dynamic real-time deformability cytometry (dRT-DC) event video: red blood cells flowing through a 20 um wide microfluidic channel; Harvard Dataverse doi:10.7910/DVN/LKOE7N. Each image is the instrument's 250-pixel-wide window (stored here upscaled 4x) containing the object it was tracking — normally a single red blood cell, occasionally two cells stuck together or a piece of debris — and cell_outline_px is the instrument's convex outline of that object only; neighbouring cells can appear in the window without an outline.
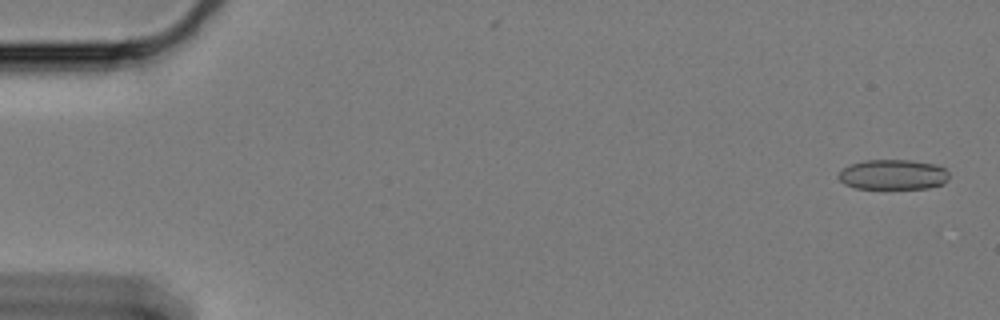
{"species": "Egyptian fruit bat (a non-hibernating species)", "species_latin": "Rousettus aegyptiacus", "temperature_condition": "cold", "stored_images_in_passage": 61, "camera_frame_rate_fps": 3000, "um_per_image_px": 0.085, "animal": {"sex": "female"}, "frame": {"image": 1, "passage_image": 2, "time_ms": 0.333, "image_size_px": [1000, 320], "cell_outline_px": [[948, 180], [944, 184], [928, 188], [856, 188], [844, 184], [836, 176], [844, 168], [852, 164], [864, 160], [912, 160], [936, 164], [944, 168], [948, 172]], "centroid_in_image_um": [75.93, 14.84], "position_along_channel_um": 9.1, "area_um2": 19.42}}
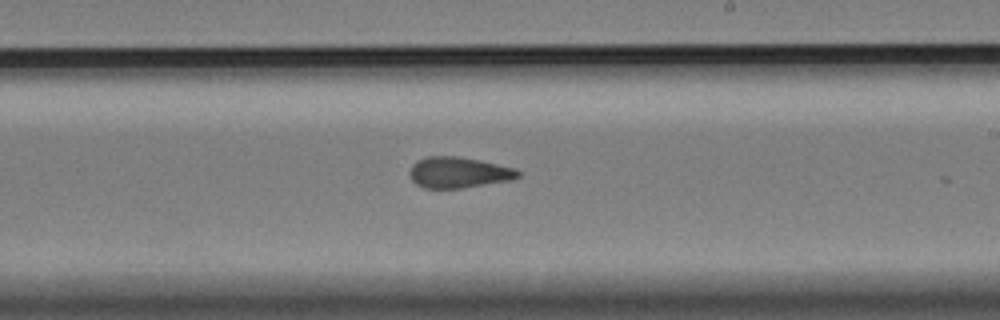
{"frame": {"image": 2, "passage_image": 36, "time_ms": 11.667, "image_size_px": [1000, 320], "cell_outline_px": [[520, 176], [512, 180], [460, 188], [424, 188], [416, 184], [412, 180], [408, 172], [412, 164], [416, 160], [428, 156], [460, 156], [480, 160], [516, 168], [520, 172]], "centroid_in_image_um": [38.97, 14.65], "position_along_channel_um": 250.0, "area_um2": 19.71}}
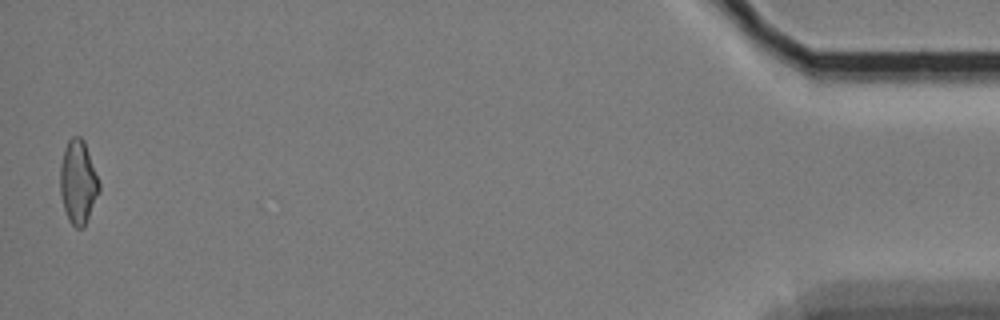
{"frame": {"image": 3, "passage_image": 60, "time_ms": 19.667, "image_size_px": [1000, 320], "cell_outline_px": [[100, 192], [84, 228], [76, 228], [68, 220], [64, 208], [60, 192], [60, 164], [64, 148], [68, 140], [72, 136], [80, 136], [84, 140], [100, 184]], "centroid_in_image_um": [6.64, 15.48], "position_along_channel_um": 428.6, "area_um2": 19.13}, "authors_computed_cell_mechanics": {"area_um2": 19.8254, "velocity_mm_per_s": 3.309, "shape_relaxation_time_tau1_ms": null, "shape_relaxation_time_tau2_ms": 3.4282, "deformation_change_tau1": null, "deformation_change_tau2": 0.1008}}